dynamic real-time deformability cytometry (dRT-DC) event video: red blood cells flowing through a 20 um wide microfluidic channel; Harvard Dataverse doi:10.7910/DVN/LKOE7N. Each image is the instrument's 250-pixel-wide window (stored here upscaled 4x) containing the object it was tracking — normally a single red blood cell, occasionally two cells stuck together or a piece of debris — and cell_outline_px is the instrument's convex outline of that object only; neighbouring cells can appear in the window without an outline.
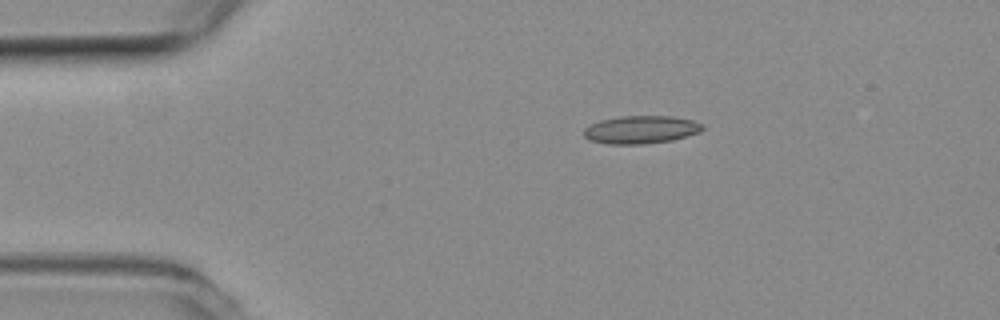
{"species": "common noctule bat (a hibernating species)", "species_latin": "Nyctalus noctula", "temperature_condition": "room temperature", "stored_images_in_passage": 6, "camera_frame_rate_fps": 3000, "um_per_image_px": 0.085, "animal": {"sex": "female", "body_mass_g": 19.3, "forearm_length_mm": 54.1}, "frame": {"image": 1, "passage_image": 1, "time_ms": 0.0, "image_size_px": [1000, 320], "cell_outline_px": [[704, 128], [700, 132], [672, 140], [644, 144], [608, 144], [588, 140], [584, 136], [584, 128], [600, 120], [620, 116], [672, 116], [692, 120], [704, 124]], "centroid_in_image_um": [54.48, 11.02], "position_along_channel_um": 30.5, "area_um2": 19.36}}
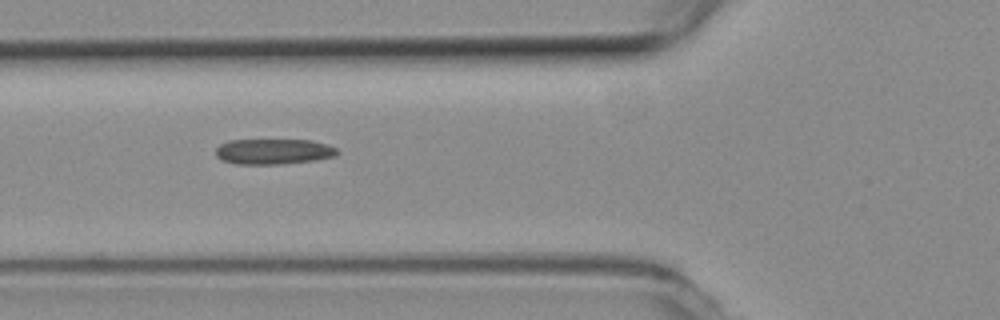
{"frame": {"image": 2, "passage_image": 4, "time_ms": 1.0, "image_size_px": [1000, 320], "cell_outline_px": [[340, 152], [336, 156], [316, 160], [280, 164], [236, 164], [220, 160], [216, 156], [216, 148], [220, 144], [228, 140], [312, 140], [328, 144], [336, 148]], "centroid_in_image_um": [23.25, 12.88], "position_along_channel_um": 102.5, "area_um2": 18.26}}
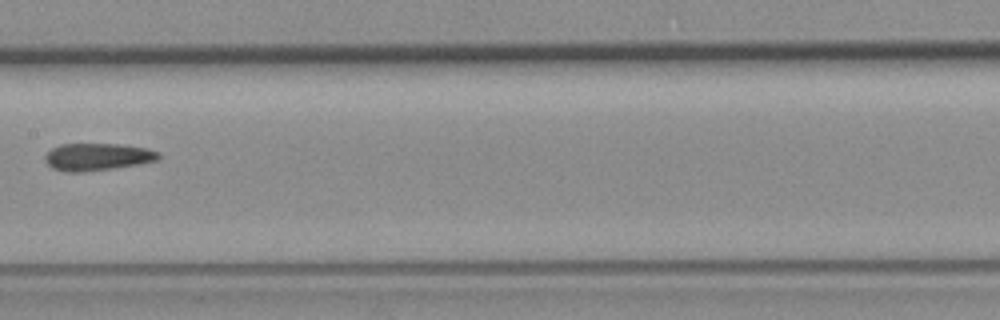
{"frame": {"image": 3, "passage_image": 6, "time_ms": 1.667, "image_size_px": [1000, 320], "cell_outline_px": [[160, 156], [156, 160], [140, 164], [84, 172], [68, 172], [52, 168], [44, 160], [44, 156], [52, 148], [60, 144], [116, 144], [144, 148], [160, 152]], "centroid_in_image_um": [8.24, 13.33], "position_along_channel_um": 199.2, "area_um2": 17.92}}